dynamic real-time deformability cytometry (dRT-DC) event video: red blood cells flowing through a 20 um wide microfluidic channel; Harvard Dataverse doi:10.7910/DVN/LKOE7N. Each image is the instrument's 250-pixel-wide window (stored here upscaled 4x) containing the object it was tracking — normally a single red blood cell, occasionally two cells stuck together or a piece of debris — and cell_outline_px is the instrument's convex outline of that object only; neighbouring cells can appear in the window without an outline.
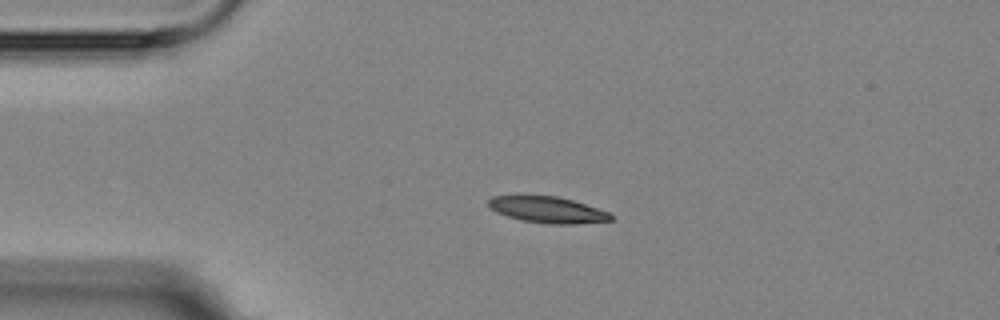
{"species": "Egyptian fruit bat (a non-hibernating species)", "species_latin": "Rousettus aegyptiacus", "temperature_condition": "room temperature", "stored_images_in_passage": 2, "camera_frame_rate_fps": 3000, "um_per_image_px": 0.085, "animal": {"sex": "female"}, "frame": {"image": 1, "passage_image": 1, "time_ms": 0.0, "image_size_px": [1000, 320], "cell_outline_px": [[612, 220], [576, 224], [548, 224], [524, 220], [508, 216], [496, 212], [488, 204], [488, 200], [492, 196], [556, 196], [572, 200], [608, 212], [612, 216]], "centroid_in_image_um": [46.54, 17.83], "position_along_channel_um": 38.5, "area_um2": 18.32}}